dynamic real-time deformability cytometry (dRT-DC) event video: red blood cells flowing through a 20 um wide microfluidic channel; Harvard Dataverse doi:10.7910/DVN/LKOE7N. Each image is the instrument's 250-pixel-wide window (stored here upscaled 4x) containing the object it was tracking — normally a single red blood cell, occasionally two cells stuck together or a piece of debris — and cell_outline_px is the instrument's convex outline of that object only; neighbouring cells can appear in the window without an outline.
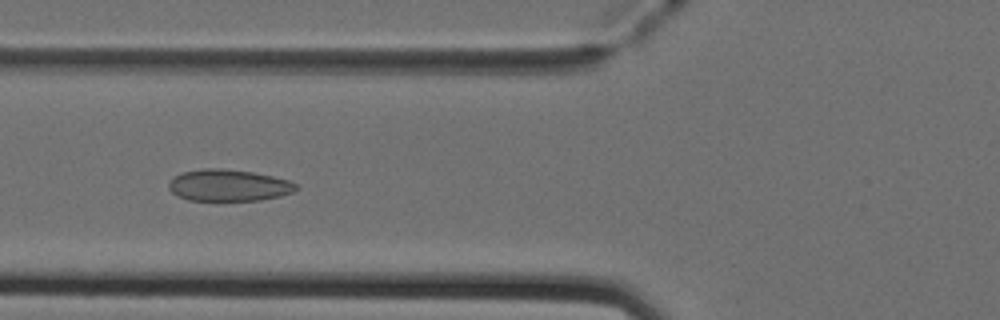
{"species": "Egyptian fruit bat (a non-hibernating species)", "species_latin": "Rousettus aegyptiacus", "temperature_condition": "cold", "stored_images_in_passage": 50, "camera_frame_rate_fps": 3000, "um_per_image_px": 0.085, "animal": {"sex": "female"}, "frame": {"image": 1, "passage_image": 19, "time_ms": 6.0, "image_size_px": [1000, 320], "cell_outline_px": [[296, 188], [292, 192], [280, 196], [260, 200], [188, 200], [172, 192], [168, 188], [168, 184], [176, 176], [184, 172], [200, 168], [220, 168], [252, 172], [272, 176], [288, 180], [296, 184]], "centroid_in_image_um": [19.42, 15.75], "position_along_channel_um": 106.4, "area_um2": 23.18}}
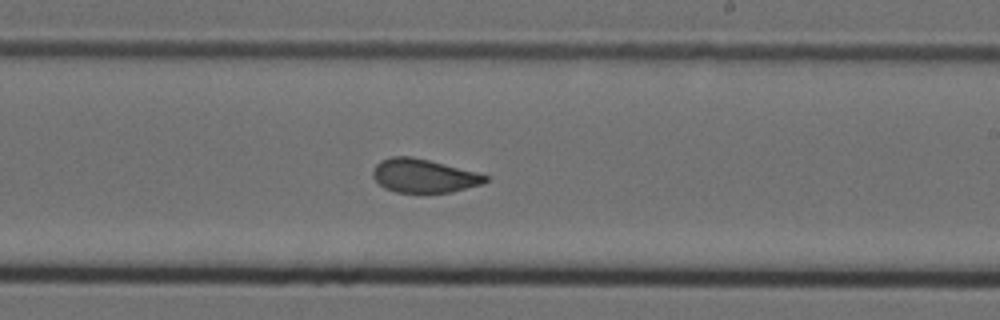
{"frame": {"image": 2, "passage_image": 30, "time_ms": 9.667, "image_size_px": [1000, 320], "cell_outline_px": [[488, 180], [480, 184], [452, 192], [396, 192], [384, 188], [372, 176], [372, 172], [376, 164], [380, 160], [392, 156], [412, 156], [476, 172], [488, 176]], "centroid_in_image_um": [35.98, 14.93], "position_along_channel_um": 253.0, "area_um2": 21.79}}
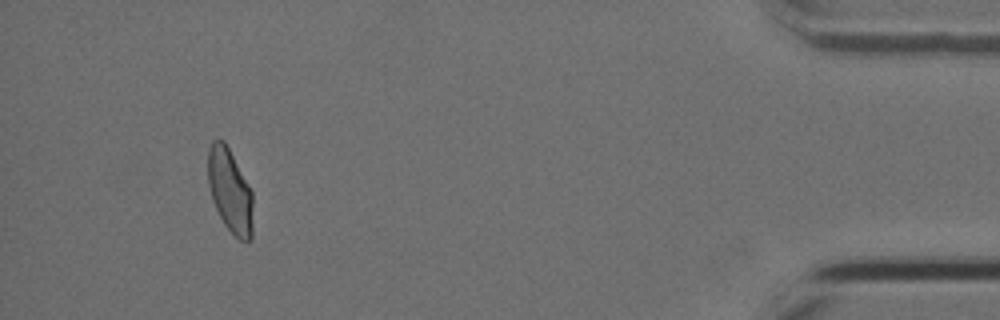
{"frame": {"image": 3, "passage_image": 47, "time_ms": 15.333, "image_size_px": [1000, 320], "cell_outline_px": [[252, 240], [248, 244], [240, 240], [224, 224], [212, 200], [208, 184], [208, 148], [212, 140], [224, 140], [248, 184], [252, 192]], "centroid_in_image_um": [19.55, 16.24], "position_along_channel_um": 415.7, "area_um2": 21.91}, "authors_computed_cell_mechanics": {"area_um2": 23.1489, "velocity_mm_per_s": 3.9952, "shape_relaxation_time_tau1_ms": null, "shape_relaxation_time_tau2_ms": 1.262, "deformation_change_tau1": null, "deformation_change_tau2": 0.0581}}